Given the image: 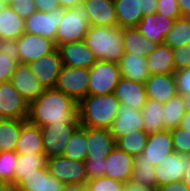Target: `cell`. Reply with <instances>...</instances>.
<instances>
[{
    "label": "cell",
    "mask_w": 190,
    "mask_h": 191,
    "mask_svg": "<svg viewBox=\"0 0 190 191\" xmlns=\"http://www.w3.org/2000/svg\"><path fill=\"white\" fill-rule=\"evenodd\" d=\"M184 99L186 112H190V94L182 95Z\"/></svg>",
    "instance_id": "cell-59"
},
{
    "label": "cell",
    "mask_w": 190,
    "mask_h": 191,
    "mask_svg": "<svg viewBox=\"0 0 190 191\" xmlns=\"http://www.w3.org/2000/svg\"><path fill=\"white\" fill-rule=\"evenodd\" d=\"M18 154L44 153L40 126L22 119L20 135L15 146Z\"/></svg>",
    "instance_id": "cell-25"
},
{
    "label": "cell",
    "mask_w": 190,
    "mask_h": 191,
    "mask_svg": "<svg viewBox=\"0 0 190 191\" xmlns=\"http://www.w3.org/2000/svg\"><path fill=\"white\" fill-rule=\"evenodd\" d=\"M124 52L147 57L158 46L141 34L136 27L122 29Z\"/></svg>",
    "instance_id": "cell-28"
},
{
    "label": "cell",
    "mask_w": 190,
    "mask_h": 191,
    "mask_svg": "<svg viewBox=\"0 0 190 191\" xmlns=\"http://www.w3.org/2000/svg\"><path fill=\"white\" fill-rule=\"evenodd\" d=\"M18 64L19 62L13 58V55L0 53V82L11 81Z\"/></svg>",
    "instance_id": "cell-42"
},
{
    "label": "cell",
    "mask_w": 190,
    "mask_h": 191,
    "mask_svg": "<svg viewBox=\"0 0 190 191\" xmlns=\"http://www.w3.org/2000/svg\"><path fill=\"white\" fill-rule=\"evenodd\" d=\"M190 43V21L186 17L176 19L173 27L164 38L163 44L171 49Z\"/></svg>",
    "instance_id": "cell-35"
},
{
    "label": "cell",
    "mask_w": 190,
    "mask_h": 191,
    "mask_svg": "<svg viewBox=\"0 0 190 191\" xmlns=\"http://www.w3.org/2000/svg\"><path fill=\"white\" fill-rule=\"evenodd\" d=\"M113 94L120 104L133 107L136 110H142L147 102V93L145 83L129 80L121 77Z\"/></svg>",
    "instance_id": "cell-18"
},
{
    "label": "cell",
    "mask_w": 190,
    "mask_h": 191,
    "mask_svg": "<svg viewBox=\"0 0 190 191\" xmlns=\"http://www.w3.org/2000/svg\"><path fill=\"white\" fill-rule=\"evenodd\" d=\"M174 76L178 94H190V66L184 69L176 70Z\"/></svg>",
    "instance_id": "cell-46"
},
{
    "label": "cell",
    "mask_w": 190,
    "mask_h": 191,
    "mask_svg": "<svg viewBox=\"0 0 190 191\" xmlns=\"http://www.w3.org/2000/svg\"><path fill=\"white\" fill-rule=\"evenodd\" d=\"M57 49L60 52L62 64L68 67L89 69L97 61L84 41L64 43Z\"/></svg>",
    "instance_id": "cell-17"
},
{
    "label": "cell",
    "mask_w": 190,
    "mask_h": 191,
    "mask_svg": "<svg viewBox=\"0 0 190 191\" xmlns=\"http://www.w3.org/2000/svg\"><path fill=\"white\" fill-rule=\"evenodd\" d=\"M78 117V102L56 88H46L29 103L27 120L42 127L52 123H71Z\"/></svg>",
    "instance_id": "cell-1"
},
{
    "label": "cell",
    "mask_w": 190,
    "mask_h": 191,
    "mask_svg": "<svg viewBox=\"0 0 190 191\" xmlns=\"http://www.w3.org/2000/svg\"><path fill=\"white\" fill-rule=\"evenodd\" d=\"M186 18L190 21V14L186 16Z\"/></svg>",
    "instance_id": "cell-62"
},
{
    "label": "cell",
    "mask_w": 190,
    "mask_h": 191,
    "mask_svg": "<svg viewBox=\"0 0 190 191\" xmlns=\"http://www.w3.org/2000/svg\"><path fill=\"white\" fill-rule=\"evenodd\" d=\"M120 103L113 93L87 95L78 102L80 126L110 129Z\"/></svg>",
    "instance_id": "cell-2"
},
{
    "label": "cell",
    "mask_w": 190,
    "mask_h": 191,
    "mask_svg": "<svg viewBox=\"0 0 190 191\" xmlns=\"http://www.w3.org/2000/svg\"><path fill=\"white\" fill-rule=\"evenodd\" d=\"M24 33V19L9 5L0 12V40H16Z\"/></svg>",
    "instance_id": "cell-30"
},
{
    "label": "cell",
    "mask_w": 190,
    "mask_h": 191,
    "mask_svg": "<svg viewBox=\"0 0 190 191\" xmlns=\"http://www.w3.org/2000/svg\"><path fill=\"white\" fill-rule=\"evenodd\" d=\"M8 4L4 0H0V12L5 9Z\"/></svg>",
    "instance_id": "cell-60"
},
{
    "label": "cell",
    "mask_w": 190,
    "mask_h": 191,
    "mask_svg": "<svg viewBox=\"0 0 190 191\" xmlns=\"http://www.w3.org/2000/svg\"><path fill=\"white\" fill-rule=\"evenodd\" d=\"M181 17H186L190 14V0H177Z\"/></svg>",
    "instance_id": "cell-53"
},
{
    "label": "cell",
    "mask_w": 190,
    "mask_h": 191,
    "mask_svg": "<svg viewBox=\"0 0 190 191\" xmlns=\"http://www.w3.org/2000/svg\"><path fill=\"white\" fill-rule=\"evenodd\" d=\"M11 83L29 103L45 90L39 79L33 74L28 64L19 63L12 74Z\"/></svg>",
    "instance_id": "cell-15"
},
{
    "label": "cell",
    "mask_w": 190,
    "mask_h": 191,
    "mask_svg": "<svg viewBox=\"0 0 190 191\" xmlns=\"http://www.w3.org/2000/svg\"><path fill=\"white\" fill-rule=\"evenodd\" d=\"M47 156L44 153L18 154L12 183L18 184L23 175L36 172V169L47 167Z\"/></svg>",
    "instance_id": "cell-32"
},
{
    "label": "cell",
    "mask_w": 190,
    "mask_h": 191,
    "mask_svg": "<svg viewBox=\"0 0 190 191\" xmlns=\"http://www.w3.org/2000/svg\"><path fill=\"white\" fill-rule=\"evenodd\" d=\"M79 127V117L71 123H52L40 127L44 154L48 158L63 156L68 141Z\"/></svg>",
    "instance_id": "cell-5"
},
{
    "label": "cell",
    "mask_w": 190,
    "mask_h": 191,
    "mask_svg": "<svg viewBox=\"0 0 190 191\" xmlns=\"http://www.w3.org/2000/svg\"><path fill=\"white\" fill-rule=\"evenodd\" d=\"M134 156L117 146L106 157L105 176L122 182H129L133 171Z\"/></svg>",
    "instance_id": "cell-19"
},
{
    "label": "cell",
    "mask_w": 190,
    "mask_h": 191,
    "mask_svg": "<svg viewBox=\"0 0 190 191\" xmlns=\"http://www.w3.org/2000/svg\"><path fill=\"white\" fill-rule=\"evenodd\" d=\"M125 182L114 180L106 176L88 180L86 189L88 191H123Z\"/></svg>",
    "instance_id": "cell-40"
},
{
    "label": "cell",
    "mask_w": 190,
    "mask_h": 191,
    "mask_svg": "<svg viewBox=\"0 0 190 191\" xmlns=\"http://www.w3.org/2000/svg\"><path fill=\"white\" fill-rule=\"evenodd\" d=\"M89 69L63 65L55 88L71 96L76 102L88 95Z\"/></svg>",
    "instance_id": "cell-7"
},
{
    "label": "cell",
    "mask_w": 190,
    "mask_h": 191,
    "mask_svg": "<svg viewBox=\"0 0 190 191\" xmlns=\"http://www.w3.org/2000/svg\"><path fill=\"white\" fill-rule=\"evenodd\" d=\"M142 116L144 129L146 133H154L165 130V121L163 120V104L147 99V102L142 107Z\"/></svg>",
    "instance_id": "cell-31"
},
{
    "label": "cell",
    "mask_w": 190,
    "mask_h": 191,
    "mask_svg": "<svg viewBox=\"0 0 190 191\" xmlns=\"http://www.w3.org/2000/svg\"><path fill=\"white\" fill-rule=\"evenodd\" d=\"M82 3L91 25L118 27L114 0H83Z\"/></svg>",
    "instance_id": "cell-23"
},
{
    "label": "cell",
    "mask_w": 190,
    "mask_h": 191,
    "mask_svg": "<svg viewBox=\"0 0 190 191\" xmlns=\"http://www.w3.org/2000/svg\"><path fill=\"white\" fill-rule=\"evenodd\" d=\"M118 27H137L144 16L140 0H114Z\"/></svg>",
    "instance_id": "cell-27"
},
{
    "label": "cell",
    "mask_w": 190,
    "mask_h": 191,
    "mask_svg": "<svg viewBox=\"0 0 190 191\" xmlns=\"http://www.w3.org/2000/svg\"><path fill=\"white\" fill-rule=\"evenodd\" d=\"M186 172L183 174L182 181L190 190V154H187V167Z\"/></svg>",
    "instance_id": "cell-55"
},
{
    "label": "cell",
    "mask_w": 190,
    "mask_h": 191,
    "mask_svg": "<svg viewBox=\"0 0 190 191\" xmlns=\"http://www.w3.org/2000/svg\"><path fill=\"white\" fill-rule=\"evenodd\" d=\"M174 152L190 154V131L177 127L170 130Z\"/></svg>",
    "instance_id": "cell-41"
},
{
    "label": "cell",
    "mask_w": 190,
    "mask_h": 191,
    "mask_svg": "<svg viewBox=\"0 0 190 191\" xmlns=\"http://www.w3.org/2000/svg\"><path fill=\"white\" fill-rule=\"evenodd\" d=\"M22 119H5L0 118V152L15 151Z\"/></svg>",
    "instance_id": "cell-33"
},
{
    "label": "cell",
    "mask_w": 190,
    "mask_h": 191,
    "mask_svg": "<svg viewBox=\"0 0 190 191\" xmlns=\"http://www.w3.org/2000/svg\"><path fill=\"white\" fill-rule=\"evenodd\" d=\"M123 191H153V190H150V189H148L146 187L136 185V184H134L132 182H127L124 185V190Z\"/></svg>",
    "instance_id": "cell-54"
},
{
    "label": "cell",
    "mask_w": 190,
    "mask_h": 191,
    "mask_svg": "<svg viewBox=\"0 0 190 191\" xmlns=\"http://www.w3.org/2000/svg\"><path fill=\"white\" fill-rule=\"evenodd\" d=\"M36 10L42 12H51L57 8H61L58 0H34Z\"/></svg>",
    "instance_id": "cell-49"
},
{
    "label": "cell",
    "mask_w": 190,
    "mask_h": 191,
    "mask_svg": "<svg viewBox=\"0 0 190 191\" xmlns=\"http://www.w3.org/2000/svg\"><path fill=\"white\" fill-rule=\"evenodd\" d=\"M186 113L183 96L177 94L167 103L163 104V120L165 129L177 128L184 114Z\"/></svg>",
    "instance_id": "cell-37"
},
{
    "label": "cell",
    "mask_w": 190,
    "mask_h": 191,
    "mask_svg": "<svg viewBox=\"0 0 190 191\" xmlns=\"http://www.w3.org/2000/svg\"><path fill=\"white\" fill-rule=\"evenodd\" d=\"M105 162L106 159L86 158L84 160V165L88 180L105 176L106 172Z\"/></svg>",
    "instance_id": "cell-43"
},
{
    "label": "cell",
    "mask_w": 190,
    "mask_h": 191,
    "mask_svg": "<svg viewBox=\"0 0 190 191\" xmlns=\"http://www.w3.org/2000/svg\"><path fill=\"white\" fill-rule=\"evenodd\" d=\"M28 66L46 89L55 88L63 64L56 48L53 52L29 62Z\"/></svg>",
    "instance_id": "cell-13"
},
{
    "label": "cell",
    "mask_w": 190,
    "mask_h": 191,
    "mask_svg": "<svg viewBox=\"0 0 190 191\" xmlns=\"http://www.w3.org/2000/svg\"><path fill=\"white\" fill-rule=\"evenodd\" d=\"M64 8H57L51 12L36 11L24 20V32L36 34L53 40L57 33V26L62 20Z\"/></svg>",
    "instance_id": "cell-9"
},
{
    "label": "cell",
    "mask_w": 190,
    "mask_h": 191,
    "mask_svg": "<svg viewBox=\"0 0 190 191\" xmlns=\"http://www.w3.org/2000/svg\"><path fill=\"white\" fill-rule=\"evenodd\" d=\"M87 127L80 126L68 141L63 157L84 161L87 157Z\"/></svg>",
    "instance_id": "cell-34"
},
{
    "label": "cell",
    "mask_w": 190,
    "mask_h": 191,
    "mask_svg": "<svg viewBox=\"0 0 190 191\" xmlns=\"http://www.w3.org/2000/svg\"><path fill=\"white\" fill-rule=\"evenodd\" d=\"M47 168L60 182L66 183H87L84 161H75L63 156L47 158Z\"/></svg>",
    "instance_id": "cell-8"
},
{
    "label": "cell",
    "mask_w": 190,
    "mask_h": 191,
    "mask_svg": "<svg viewBox=\"0 0 190 191\" xmlns=\"http://www.w3.org/2000/svg\"><path fill=\"white\" fill-rule=\"evenodd\" d=\"M178 127L190 131V112L184 114Z\"/></svg>",
    "instance_id": "cell-56"
},
{
    "label": "cell",
    "mask_w": 190,
    "mask_h": 191,
    "mask_svg": "<svg viewBox=\"0 0 190 191\" xmlns=\"http://www.w3.org/2000/svg\"><path fill=\"white\" fill-rule=\"evenodd\" d=\"M62 8H71L81 4L83 0H58Z\"/></svg>",
    "instance_id": "cell-57"
},
{
    "label": "cell",
    "mask_w": 190,
    "mask_h": 191,
    "mask_svg": "<svg viewBox=\"0 0 190 191\" xmlns=\"http://www.w3.org/2000/svg\"><path fill=\"white\" fill-rule=\"evenodd\" d=\"M118 64L121 77L145 83V80L150 76L147 68L146 57L124 52Z\"/></svg>",
    "instance_id": "cell-26"
},
{
    "label": "cell",
    "mask_w": 190,
    "mask_h": 191,
    "mask_svg": "<svg viewBox=\"0 0 190 191\" xmlns=\"http://www.w3.org/2000/svg\"><path fill=\"white\" fill-rule=\"evenodd\" d=\"M174 152L170 130L149 133L146 146L142 153L134 157V161H147L154 166L160 164L164 158Z\"/></svg>",
    "instance_id": "cell-11"
},
{
    "label": "cell",
    "mask_w": 190,
    "mask_h": 191,
    "mask_svg": "<svg viewBox=\"0 0 190 191\" xmlns=\"http://www.w3.org/2000/svg\"><path fill=\"white\" fill-rule=\"evenodd\" d=\"M29 102L12 85L11 81L0 82V118L27 119Z\"/></svg>",
    "instance_id": "cell-10"
},
{
    "label": "cell",
    "mask_w": 190,
    "mask_h": 191,
    "mask_svg": "<svg viewBox=\"0 0 190 191\" xmlns=\"http://www.w3.org/2000/svg\"><path fill=\"white\" fill-rule=\"evenodd\" d=\"M4 1L9 5L12 0H4Z\"/></svg>",
    "instance_id": "cell-61"
},
{
    "label": "cell",
    "mask_w": 190,
    "mask_h": 191,
    "mask_svg": "<svg viewBox=\"0 0 190 191\" xmlns=\"http://www.w3.org/2000/svg\"><path fill=\"white\" fill-rule=\"evenodd\" d=\"M147 97L162 104L178 94L174 74H153L145 80Z\"/></svg>",
    "instance_id": "cell-20"
},
{
    "label": "cell",
    "mask_w": 190,
    "mask_h": 191,
    "mask_svg": "<svg viewBox=\"0 0 190 191\" xmlns=\"http://www.w3.org/2000/svg\"><path fill=\"white\" fill-rule=\"evenodd\" d=\"M187 154L172 152L154 169L157 187L182 180L186 172Z\"/></svg>",
    "instance_id": "cell-14"
},
{
    "label": "cell",
    "mask_w": 190,
    "mask_h": 191,
    "mask_svg": "<svg viewBox=\"0 0 190 191\" xmlns=\"http://www.w3.org/2000/svg\"><path fill=\"white\" fill-rule=\"evenodd\" d=\"M9 6L24 20L37 11L34 0H12Z\"/></svg>",
    "instance_id": "cell-47"
},
{
    "label": "cell",
    "mask_w": 190,
    "mask_h": 191,
    "mask_svg": "<svg viewBox=\"0 0 190 191\" xmlns=\"http://www.w3.org/2000/svg\"><path fill=\"white\" fill-rule=\"evenodd\" d=\"M155 167L156 166L147 161H134L129 182L155 191L157 187L156 175L154 173Z\"/></svg>",
    "instance_id": "cell-36"
},
{
    "label": "cell",
    "mask_w": 190,
    "mask_h": 191,
    "mask_svg": "<svg viewBox=\"0 0 190 191\" xmlns=\"http://www.w3.org/2000/svg\"><path fill=\"white\" fill-rule=\"evenodd\" d=\"M146 62L150 75L174 74L176 71L172 49L165 44H159L156 49L146 57Z\"/></svg>",
    "instance_id": "cell-29"
},
{
    "label": "cell",
    "mask_w": 190,
    "mask_h": 191,
    "mask_svg": "<svg viewBox=\"0 0 190 191\" xmlns=\"http://www.w3.org/2000/svg\"><path fill=\"white\" fill-rule=\"evenodd\" d=\"M0 53L13 55V58L19 62L17 40L13 39L0 40Z\"/></svg>",
    "instance_id": "cell-48"
},
{
    "label": "cell",
    "mask_w": 190,
    "mask_h": 191,
    "mask_svg": "<svg viewBox=\"0 0 190 191\" xmlns=\"http://www.w3.org/2000/svg\"><path fill=\"white\" fill-rule=\"evenodd\" d=\"M175 70L184 69L190 66V43L172 49Z\"/></svg>",
    "instance_id": "cell-45"
},
{
    "label": "cell",
    "mask_w": 190,
    "mask_h": 191,
    "mask_svg": "<svg viewBox=\"0 0 190 191\" xmlns=\"http://www.w3.org/2000/svg\"><path fill=\"white\" fill-rule=\"evenodd\" d=\"M83 41L96 60L118 64L124 54L120 27L90 25Z\"/></svg>",
    "instance_id": "cell-3"
},
{
    "label": "cell",
    "mask_w": 190,
    "mask_h": 191,
    "mask_svg": "<svg viewBox=\"0 0 190 191\" xmlns=\"http://www.w3.org/2000/svg\"><path fill=\"white\" fill-rule=\"evenodd\" d=\"M17 159L18 153L15 151L0 152V181L2 183H12Z\"/></svg>",
    "instance_id": "cell-39"
},
{
    "label": "cell",
    "mask_w": 190,
    "mask_h": 191,
    "mask_svg": "<svg viewBox=\"0 0 190 191\" xmlns=\"http://www.w3.org/2000/svg\"><path fill=\"white\" fill-rule=\"evenodd\" d=\"M115 146L116 141L110 129L87 127L86 158L106 159Z\"/></svg>",
    "instance_id": "cell-22"
},
{
    "label": "cell",
    "mask_w": 190,
    "mask_h": 191,
    "mask_svg": "<svg viewBox=\"0 0 190 191\" xmlns=\"http://www.w3.org/2000/svg\"><path fill=\"white\" fill-rule=\"evenodd\" d=\"M158 0H140L144 16L156 13Z\"/></svg>",
    "instance_id": "cell-51"
},
{
    "label": "cell",
    "mask_w": 190,
    "mask_h": 191,
    "mask_svg": "<svg viewBox=\"0 0 190 191\" xmlns=\"http://www.w3.org/2000/svg\"><path fill=\"white\" fill-rule=\"evenodd\" d=\"M63 191H88L86 183H66Z\"/></svg>",
    "instance_id": "cell-52"
},
{
    "label": "cell",
    "mask_w": 190,
    "mask_h": 191,
    "mask_svg": "<svg viewBox=\"0 0 190 191\" xmlns=\"http://www.w3.org/2000/svg\"><path fill=\"white\" fill-rule=\"evenodd\" d=\"M0 191H20L17 184L14 183H2Z\"/></svg>",
    "instance_id": "cell-58"
},
{
    "label": "cell",
    "mask_w": 190,
    "mask_h": 191,
    "mask_svg": "<svg viewBox=\"0 0 190 191\" xmlns=\"http://www.w3.org/2000/svg\"><path fill=\"white\" fill-rule=\"evenodd\" d=\"M175 19L159 13L145 15L137 25L138 31L150 41L163 44L165 36L173 27Z\"/></svg>",
    "instance_id": "cell-21"
},
{
    "label": "cell",
    "mask_w": 190,
    "mask_h": 191,
    "mask_svg": "<svg viewBox=\"0 0 190 191\" xmlns=\"http://www.w3.org/2000/svg\"><path fill=\"white\" fill-rule=\"evenodd\" d=\"M156 13L175 20L181 18L177 0H158Z\"/></svg>",
    "instance_id": "cell-44"
},
{
    "label": "cell",
    "mask_w": 190,
    "mask_h": 191,
    "mask_svg": "<svg viewBox=\"0 0 190 191\" xmlns=\"http://www.w3.org/2000/svg\"><path fill=\"white\" fill-rule=\"evenodd\" d=\"M121 78L119 64L97 60L89 68L88 95H104L114 92Z\"/></svg>",
    "instance_id": "cell-6"
},
{
    "label": "cell",
    "mask_w": 190,
    "mask_h": 191,
    "mask_svg": "<svg viewBox=\"0 0 190 191\" xmlns=\"http://www.w3.org/2000/svg\"><path fill=\"white\" fill-rule=\"evenodd\" d=\"M141 110L125 104H120L116 118L110 128L115 141L132 130L145 131Z\"/></svg>",
    "instance_id": "cell-16"
},
{
    "label": "cell",
    "mask_w": 190,
    "mask_h": 191,
    "mask_svg": "<svg viewBox=\"0 0 190 191\" xmlns=\"http://www.w3.org/2000/svg\"><path fill=\"white\" fill-rule=\"evenodd\" d=\"M148 138L145 131L132 130L116 141V146L134 157L143 152Z\"/></svg>",
    "instance_id": "cell-38"
},
{
    "label": "cell",
    "mask_w": 190,
    "mask_h": 191,
    "mask_svg": "<svg viewBox=\"0 0 190 191\" xmlns=\"http://www.w3.org/2000/svg\"><path fill=\"white\" fill-rule=\"evenodd\" d=\"M155 191H190L182 180L156 187Z\"/></svg>",
    "instance_id": "cell-50"
},
{
    "label": "cell",
    "mask_w": 190,
    "mask_h": 191,
    "mask_svg": "<svg viewBox=\"0 0 190 191\" xmlns=\"http://www.w3.org/2000/svg\"><path fill=\"white\" fill-rule=\"evenodd\" d=\"M90 17L83 3L64 8L62 20L57 26L55 45L83 41L90 26Z\"/></svg>",
    "instance_id": "cell-4"
},
{
    "label": "cell",
    "mask_w": 190,
    "mask_h": 191,
    "mask_svg": "<svg viewBox=\"0 0 190 191\" xmlns=\"http://www.w3.org/2000/svg\"><path fill=\"white\" fill-rule=\"evenodd\" d=\"M19 63L28 64L53 52L57 47L53 40L24 32L17 39Z\"/></svg>",
    "instance_id": "cell-12"
},
{
    "label": "cell",
    "mask_w": 190,
    "mask_h": 191,
    "mask_svg": "<svg viewBox=\"0 0 190 191\" xmlns=\"http://www.w3.org/2000/svg\"><path fill=\"white\" fill-rule=\"evenodd\" d=\"M64 185L49 173L47 167L23 175V179L17 184L20 191H63Z\"/></svg>",
    "instance_id": "cell-24"
}]
</instances>
